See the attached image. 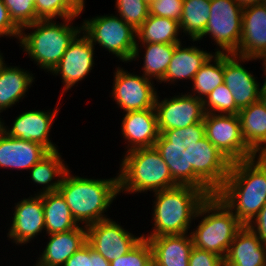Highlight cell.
Listing matches in <instances>:
<instances>
[{
	"instance_id": "cell-9",
	"label": "cell",
	"mask_w": 266,
	"mask_h": 266,
	"mask_svg": "<svg viewBox=\"0 0 266 266\" xmlns=\"http://www.w3.org/2000/svg\"><path fill=\"white\" fill-rule=\"evenodd\" d=\"M82 20V32L95 48L98 45L97 49H105L114 55L118 62H131L137 44V32L132 26L113 13L90 16Z\"/></svg>"
},
{
	"instance_id": "cell-12",
	"label": "cell",
	"mask_w": 266,
	"mask_h": 266,
	"mask_svg": "<svg viewBox=\"0 0 266 266\" xmlns=\"http://www.w3.org/2000/svg\"><path fill=\"white\" fill-rule=\"evenodd\" d=\"M59 101L52 110H26L19 113L18 116L13 119L14 121L9 126L6 124L5 119L0 118V129L10 137L18 138L24 141H32L44 146L49 152L59 150L58 145H56L50 137V132L52 131V125L55 123V118L60 107L58 105L62 104ZM51 138V139H50Z\"/></svg>"
},
{
	"instance_id": "cell-3",
	"label": "cell",
	"mask_w": 266,
	"mask_h": 266,
	"mask_svg": "<svg viewBox=\"0 0 266 266\" xmlns=\"http://www.w3.org/2000/svg\"><path fill=\"white\" fill-rule=\"evenodd\" d=\"M212 177L213 192L248 225L266 202V154L225 165Z\"/></svg>"
},
{
	"instance_id": "cell-29",
	"label": "cell",
	"mask_w": 266,
	"mask_h": 266,
	"mask_svg": "<svg viewBox=\"0 0 266 266\" xmlns=\"http://www.w3.org/2000/svg\"><path fill=\"white\" fill-rule=\"evenodd\" d=\"M45 235L67 232L80 225L73 218L65 198L59 191L42 195Z\"/></svg>"
},
{
	"instance_id": "cell-47",
	"label": "cell",
	"mask_w": 266,
	"mask_h": 266,
	"mask_svg": "<svg viewBox=\"0 0 266 266\" xmlns=\"http://www.w3.org/2000/svg\"><path fill=\"white\" fill-rule=\"evenodd\" d=\"M5 56L3 55V53L0 51V71L2 70V68L7 64L4 60Z\"/></svg>"
},
{
	"instance_id": "cell-27",
	"label": "cell",
	"mask_w": 266,
	"mask_h": 266,
	"mask_svg": "<svg viewBox=\"0 0 266 266\" xmlns=\"http://www.w3.org/2000/svg\"><path fill=\"white\" fill-rule=\"evenodd\" d=\"M176 45L177 44L137 43L131 63L133 61L139 62L140 56L143 55V57H141L143 63L139 71L148 79L154 82L156 81L157 84L163 79L168 69Z\"/></svg>"
},
{
	"instance_id": "cell-31",
	"label": "cell",
	"mask_w": 266,
	"mask_h": 266,
	"mask_svg": "<svg viewBox=\"0 0 266 266\" xmlns=\"http://www.w3.org/2000/svg\"><path fill=\"white\" fill-rule=\"evenodd\" d=\"M211 0H184L180 32L187 40H202L210 17Z\"/></svg>"
},
{
	"instance_id": "cell-18",
	"label": "cell",
	"mask_w": 266,
	"mask_h": 266,
	"mask_svg": "<svg viewBox=\"0 0 266 266\" xmlns=\"http://www.w3.org/2000/svg\"><path fill=\"white\" fill-rule=\"evenodd\" d=\"M190 42L193 44L186 45L181 42L175 46L171 62L159 85L166 83L169 86L171 84L178 86L177 83L180 81L192 82L194 75L214 53L209 49L207 51L206 48H201V45L197 46L198 43L200 44L199 40H190Z\"/></svg>"
},
{
	"instance_id": "cell-41",
	"label": "cell",
	"mask_w": 266,
	"mask_h": 266,
	"mask_svg": "<svg viewBox=\"0 0 266 266\" xmlns=\"http://www.w3.org/2000/svg\"><path fill=\"white\" fill-rule=\"evenodd\" d=\"M89 244L86 243L77 250L63 266H88Z\"/></svg>"
},
{
	"instance_id": "cell-4",
	"label": "cell",
	"mask_w": 266,
	"mask_h": 266,
	"mask_svg": "<svg viewBox=\"0 0 266 266\" xmlns=\"http://www.w3.org/2000/svg\"><path fill=\"white\" fill-rule=\"evenodd\" d=\"M255 156L243 140L239 116L232 114L205 113L200 136L189 150L193 169L211 174Z\"/></svg>"
},
{
	"instance_id": "cell-48",
	"label": "cell",
	"mask_w": 266,
	"mask_h": 266,
	"mask_svg": "<svg viewBox=\"0 0 266 266\" xmlns=\"http://www.w3.org/2000/svg\"><path fill=\"white\" fill-rule=\"evenodd\" d=\"M148 5H150L155 0H144Z\"/></svg>"
},
{
	"instance_id": "cell-44",
	"label": "cell",
	"mask_w": 266,
	"mask_h": 266,
	"mask_svg": "<svg viewBox=\"0 0 266 266\" xmlns=\"http://www.w3.org/2000/svg\"><path fill=\"white\" fill-rule=\"evenodd\" d=\"M235 2L243 10L255 5H262L264 0H235Z\"/></svg>"
},
{
	"instance_id": "cell-11",
	"label": "cell",
	"mask_w": 266,
	"mask_h": 266,
	"mask_svg": "<svg viewBox=\"0 0 266 266\" xmlns=\"http://www.w3.org/2000/svg\"><path fill=\"white\" fill-rule=\"evenodd\" d=\"M126 68L115 67L110 96L116 102V108L123 113L128 111L147 110L154 108L158 88L154 81L142 73H131ZM157 88V89H156Z\"/></svg>"
},
{
	"instance_id": "cell-24",
	"label": "cell",
	"mask_w": 266,
	"mask_h": 266,
	"mask_svg": "<svg viewBox=\"0 0 266 266\" xmlns=\"http://www.w3.org/2000/svg\"><path fill=\"white\" fill-rule=\"evenodd\" d=\"M32 71L23 69L20 65L7 63L0 71V118L3 111L9 110L27 96L29 88L35 83ZM27 93V94H26ZM24 98V99H23ZM21 100V101H20Z\"/></svg>"
},
{
	"instance_id": "cell-16",
	"label": "cell",
	"mask_w": 266,
	"mask_h": 266,
	"mask_svg": "<svg viewBox=\"0 0 266 266\" xmlns=\"http://www.w3.org/2000/svg\"><path fill=\"white\" fill-rule=\"evenodd\" d=\"M249 61L257 62V58H245L235 54L224 53V84L230 89L236 106L241 110L260 100V80L251 68L246 69ZM247 62V63H245Z\"/></svg>"
},
{
	"instance_id": "cell-25",
	"label": "cell",
	"mask_w": 266,
	"mask_h": 266,
	"mask_svg": "<svg viewBox=\"0 0 266 266\" xmlns=\"http://www.w3.org/2000/svg\"><path fill=\"white\" fill-rule=\"evenodd\" d=\"M61 154L63 153H60L59 150L49 152L30 168L28 171L29 181L33 185L36 184V187L38 186L37 192L33 191V195H43L59 190L64 175L70 169ZM40 186L41 188H39Z\"/></svg>"
},
{
	"instance_id": "cell-22",
	"label": "cell",
	"mask_w": 266,
	"mask_h": 266,
	"mask_svg": "<svg viewBox=\"0 0 266 266\" xmlns=\"http://www.w3.org/2000/svg\"><path fill=\"white\" fill-rule=\"evenodd\" d=\"M224 266H266V244L244 225L230 244Z\"/></svg>"
},
{
	"instance_id": "cell-35",
	"label": "cell",
	"mask_w": 266,
	"mask_h": 266,
	"mask_svg": "<svg viewBox=\"0 0 266 266\" xmlns=\"http://www.w3.org/2000/svg\"><path fill=\"white\" fill-rule=\"evenodd\" d=\"M110 266H153L150 243L143 237L127 254L112 260Z\"/></svg>"
},
{
	"instance_id": "cell-23",
	"label": "cell",
	"mask_w": 266,
	"mask_h": 266,
	"mask_svg": "<svg viewBox=\"0 0 266 266\" xmlns=\"http://www.w3.org/2000/svg\"><path fill=\"white\" fill-rule=\"evenodd\" d=\"M151 245L153 266H189L193 241L190 233L146 238Z\"/></svg>"
},
{
	"instance_id": "cell-21",
	"label": "cell",
	"mask_w": 266,
	"mask_h": 266,
	"mask_svg": "<svg viewBox=\"0 0 266 266\" xmlns=\"http://www.w3.org/2000/svg\"><path fill=\"white\" fill-rule=\"evenodd\" d=\"M266 51V7L255 5L243 9L242 33L238 50L234 53L245 58H258Z\"/></svg>"
},
{
	"instance_id": "cell-32",
	"label": "cell",
	"mask_w": 266,
	"mask_h": 266,
	"mask_svg": "<svg viewBox=\"0 0 266 266\" xmlns=\"http://www.w3.org/2000/svg\"><path fill=\"white\" fill-rule=\"evenodd\" d=\"M203 106L205 113L238 115L240 110L230 89L224 83L208 94L203 100Z\"/></svg>"
},
{
	"instance_id": "cell-42",
	"label": "cell",
	"mask_w": 266,
	"mask_h": 266,
	"mask_svg": "<svg viewBox=\"0 0 266 266\" xmlns=\"http://www.w3.org/2000/svg\"><path fill=\"white\" fill-rule=\"evenodd\" d=\"M88 266H110V262L103 258L100 253L93 250L89 245Z\"/></svg>"
},
{
	"instance_id": "cell-6",
	"label": "cell",
	"mask_w": 266,
	"mask_h": 266,
	"mask_svg": "<svg viewBox=\"0 0 266 266\" xmlns=\"http://www.w3.org/2000/svg\"><path fill=\"white\" fill-rule=\"evenodd\" d=\"M78 17L81 16L62 19L61 23L57 20H38L24 26L18 41L19 49L22 48V52L34 61L37 69L50 73L82 31V24L74 23Z\"/></svg>"
},
{
	"instance_id": "cell-8",
	"label": "cell",
	"mask_w": 266,
	"mask_h": 266,
	"mask_svg": "<svg viewBox=\"0 0 266 266\" xmlns=\"http://www.w3.org/2000/svg\"><path fill=\"white\" fill-rule=\"evenodd\" d=\"M201 219V220H199ZM190 231L193 246L225 259L236 233L244 226L233 212L212 192L200 205Z\"/></svg>"
},
{
	"instance_id": "cell-43",
	"label": "cell",
	"mask_w": 266,
	"mask_h": 266,
	"mask_svg": "<svg viewBox=\"0 0 266 266\" xmlns=\"http://www.w3.org/2000/svg\"><path fill=\"white\" fill-rule=\"evenodd\" d=\"M80 16L85 11L86 0H65Z\"/></svg>"
},
{
	"instance_id": "cell-13",
	"label": "cell",
	"mask_w": 266,
	"mask_h": 266,
	"mask_svg": "<svg viewBox=\"0 0 266 266\" xmlns=\"http://www.w3.org/2000/svg\"><path fill=\"white\" fill-rule=\"evenodd\" d=\"M95 52H97L95 47L82 31L70 43L59 63L49 73L51 76H59L62 80L63 89L60 98L93 72L94 60L97 57Z\"/></svg>"
},
{
	"instance_id": "cell-26",
	"label": "cell",
	"mask_w": 266,
	"mask_h": 266,
	"mask_svg": "<svg viewBox=\"0 0 266 266\" xmlns=\"http://www.w3.org/2000/svg\"><path fill=\"white\" fill-rule=\"evenodd\" d=\"M241 132L246 145L256 154H266V107L259 100L239 110Z\"/></svg>"
},
{
	"instance_id": "cell-14",
	"label": "cell",
	"mask_w": 266,
	"mask_h": 266,
	"mask_svg": "<svg viewBox=\"0 0 266 266\" xmlns=\"http://www.w3.org/2000/svg\"><path fill=\"white\" fill-rule=\"evenodd\" d=\"M139 234L136 236L110 217L87 226V243L111 262L127 254L143 238Z\"/></svg>"
},
{
	"instance_id": "cell-40",
	"label": "cell",
	"mask_w": 266,
	"mask_h": 266,
	"mask_svg": "<svg viewBox=\"0 0 266 266\" xmlns=\"http://www.w3.org/2000/svg\"><path fill=\"white\" fill-rule=\"evenodd\" d=\"M247 226L266 244V202Z\"/></svg>"
},
{
	"instance_id": "cell-46",
	"label": "cell",
	"mask_w": 266,
	"mask_h": 266,
	"mask_svg": "<svg viewBox=\"0 0 266 266\" xmlns=\"http://www.w3.org/2000/svg\"><path fill=\"white\" fill-rule=\"evenodd\" d=\"M263 83L261 84V90H260V101L265 105L266 107V80H262Z\"/></svg>"
},
{
	"instance_id": "cell-7",
	"label": "cell",
	"mask_w": 266,
	"mask_h": 266,
	"mask_svg": "<svg viewBox=\"0 0 266 266\" xmlns=\"http://www.w3.org/2000/svg\"><path fill=\"white\" fill-rule=\"evenodd\" d=\"M157 93L155 110L158 129L165 142L190 150L197 142L205 116L203 100L186 92L161 99Z\"/></svg>"
},
{
	"instance_id": "cell-33",
	"label": "cell",
	"mask_w": 266,
	"mask_h": 266,
	"mask_svg": "<svg viewBox=\"0 0 266 266\" xmlns=\"http://www.w3.org/2000/svg\"><path fill=\"white\" fill-rule=\"evenodd\" d=\"M115 14L137 30L149 16V5L144 0H115Z\"/></svg>"
},
{
	"instance_id": "cell-34",
	"label": "cell",
	"mask_w": 266,
	"mask_h": 266,
	"mask_svg": "<svg viewBox=\"0 0 266 266\" xmlns=\"http://www.w3.org/2000/svg\"><path fill=\"white\" fill-rule=\"evenodd\" d=\"M36 21L59 20L80 16L65 0H36Z\"/></svg>"
},
{
	"instance_id": "cell-1",
	"label": "cell",
	"mask_w": 266,
	"mask_h": 266,
	"mask_svg": "<svg viewBox=\"0 0 266 266\" xmlns=\"http://www.w3.org/2000/svg\"><path fill=\"white\" fill-rule=\"evenodd\" d=\"M119 160L120 195L154 193L172 188L194 171L189 150L165 141L157 146L128 151Z\"/></svg>"
},
{
	"instance_id": "cell-45",
	"label": "cell",
	"mask_w": 266,
	"mask_h": 266,
	"mask_svg": "<svg viewBox=\"0 0 266 266\" xmlns=\"http://www.w3.org/2000/svg\"><path fill=\"white\" fill-rule=\"evenodd\" d=\"M257 60H259V62L261 63V61H262V71L264 72L263 74H262V76H264L263 78V80H266V51L264 52V53H262L258 58H257Z\"/></svg>"
},
{
	"instance_id": "cell-36",
	"label": "cell",
	"mask_w": 266,
	"mask_h": 266,
	"mask_svg": "<svg viewBox=\"0 0 266 266\" xmlns=\"http://www.w3.org/2000/svg\"><path fill=\"white\" fill-rule=\"evenodd\" d=\"M12 21L22 29L36 22V11L31 0H3Z\"/></svg>"
},
{
	"instance_id": "cell-19",
	"label": "cell",
	"mask_w": 266,
	"mask_h": 266,
	"mask_svg": "<svg viewBox=\"0 0 266 266\" xmlns=\"http://www.w3.org/2000/svg\"><path fill=\"white\" fill-rule=\"evenodd\" d=\"M48 236L46 246L40 250L33 266H63L65 262L87 243V227H79L67 232L53 233Z\"/></svg>"
},
{
	"instance_id": "cell-5",
	"label": "cell",
	"mask_w": 266,
	"mask_h": 266,
	"mask_svg": "<svg viewBox=\"0 0 266 266\" xmlns=\"http://www.w3.org/2000/svg\"><path fill=\"white\" fill-rule=\"evenodd\" d=\"M116 174L114 177L99 179L75 175L71 169L66 172L58 191L65 198L79 225L87 227L110 218L107 211L120 195L118 172Z\"/></svg>"
},
{
	"instance_id": "cell-20",
	"label": "cell",
	"mask_w": 266,
	"mask_h": 266,
	"mask_svg": "<svg viewBox=\"0 0 266 266\" xmlns=\"http://www.w3.org/2000/svg\"><path fill=\"white\" fill-rule=\"evenodd\" d=\"M48 153L44 146L10 137L0 129V170L3 168L10 172L15 169L16 173L21 170L28 172Z\"/></svg>"
},
{
	"instance_id": "cell-15",
	"label": "cell",
	"mask_w": 266,
	"mask_h": 266,
	"mask_svg": "<svg viewBox=\"0 0 266 266\" xmlns=\"http://www.w3.org/2000/svg\"><path fill=\"white\" fill-rule=\"evenodd\" d=\"M18 199L13 205V216L7 229V240L16 246L32 243L40 234H45V219L42 195ZM12 219V220H11Z\"/></svg>"
},
{
	"instance_id": "cell-28",
	"label": "cell",
	"mask_w": 266,
	"mask_h": 266,
	"mask_svg": "<svg viewBox=\"0 0 266 266\" xmlns=\"http://www.w3.org/2000/svg\"><path fill=\"white\" fill-rule=\"evenodd\" d=\"M136 32L137 43L179 44L187 41H182L178 21L155 15H149Z\"/></svg>"
},
{
	"instance_id": "cell-2",
	"label": "cell",
	"mask_w": 266,
	"mask_h": 266,
	"mask_svg": "<svg viewBox=\"0 0 266 266\" xmlns=\"http://www.w3.org/2000/svg\"><path fill=\"white\" fill-rule=\"evenodd\" d=\"M212 192V174L194 170L179 185L152 193V231L143 237L190 233L200 205Z\"/></svg>"
},
{
	"instance_id": "cell-17",
	"label": "cell",
	"mask_w": 266,
	"mask_h": 266,
	"mask_svg": "<svg viewBox=\"0 0 266 266\" xmlns=\"http://www.w3.org/2000/svg\"><path fill=\"white\" fill-rule=\"evenodd\" d=\"M120 123L125 153L137 148L157 146L164 142L160 135L155 107L125 112Z\"/></svg>"
},
{
	"instance_id": "cell-39",
	"label": "cell",
	"mask_w": 266,
	"mask_h": 266,
	"mask_svg": "<svg viewBox=\"0 0 266 266\" xmlns=\"http://www.w3.org/2000/svg\"><path fill=\"white\" fill-rule=\"evenodd\" d=\"M21 29L10 18L7 7L3 0H0V38L20 39ZM14 37V38H13Z\"/></svg>"
},
{
	"instance_id": "cell-10",
	"label": "cell",
	"mask_w": 266,
	"mask_h": 266,
	"mask_svg": "<svg viewBox=\"0 0 266 266\" xmlns=\"http://www.w3.org/2000/svg\"><path fill=\"white\" fill-rule=\"evenodd\" d=\"M243 10L235 0H211L210 17L204 31V38H211L216 45L215 53L234 54L240 45Z\"/></svg>"
},
{
	"instance_id": "cell-37",
	"label": "cell",
	"mask_w": 266,
	"mask_h": 266,
	"mask_svg": "<svg viewBox=\"0 0 266 266\" xmlns=\"http://www.w3.org/2000/svg\"><path fill=\"white\" fill-rule=\"evenodd\" d=\"M184 0H155L149 5V15L170 18L180 22Z\"/></svg>"
},
{
	"instance_id": "cell-30",
	"label": "cell",
	"mask_w": 266,
	"mask_h": 266,
	"mask_svg": "<svg viewBox=\"0 0 266 266\" xmlns=\"http://www.w3.org/2000/svg\"><path fill=\"white\" fill-rule=\"evenodd\" d=\"M224 83V53H213L194 75L189 95L204 100L210 92ZM192 86V87H191Z\"/></svg>"
},
{
	"instance_id": "cell-38",
	"label": "cell",
	"mask_w": 266,
	"mask_h": 266,
	"mask_svg": "<svg viewBox=\"0 0 266 266\" xmlns=\"http://www.w3.org/2000/svg\"><path fill=\"white\" fill-rule=\"evenodd\" d=\"M189 266H224V259L215 253L193 247L189 256Z\"/></svg>"
}]
</instances>
